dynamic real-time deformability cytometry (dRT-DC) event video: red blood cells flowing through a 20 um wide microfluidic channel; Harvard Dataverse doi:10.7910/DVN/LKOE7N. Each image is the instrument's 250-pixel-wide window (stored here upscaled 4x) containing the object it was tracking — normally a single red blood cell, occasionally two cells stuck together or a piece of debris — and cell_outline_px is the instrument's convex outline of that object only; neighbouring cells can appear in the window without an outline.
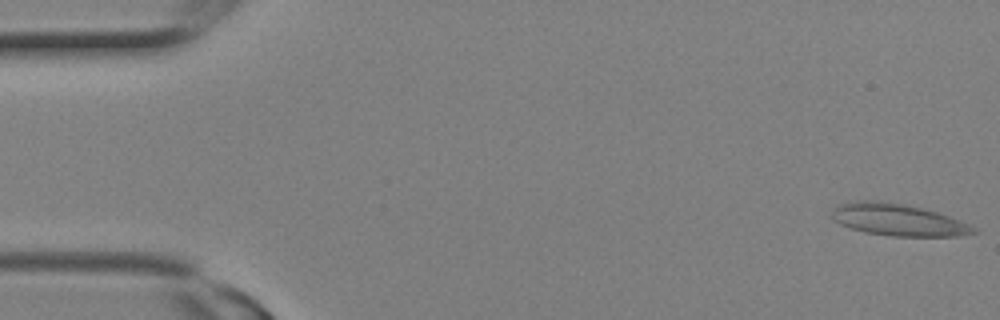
{"species": "Egyptian fruit bat (a non-hibernating species)", "species_latin": "Rousettus aegyptiacus", "temperature_condition": "room temperature", "stored_images_in_passage": 13, "camera_frame_rate_fps": 3000, "um_per_image_px": 0.085, "animal": {"sex": "female"}, "frame": {"image": 1, "passage_image": 1, "time_ms": 0.0, "image_size_px": [1000, 320], "cell_outline_px": [[980, 232], [956, 236], [892, 236], [864, 232], [840, 224], [832, 220], [832, 212], [840, 204], [860, 200], [880, 200], [904, 204], [936, 212], [948, 216], [968, 224], [976, 228]], "centroid_in_image_um": [76.32, 18.69], "position_along_channel_um": 8.7, "area_um2": 26.13}}
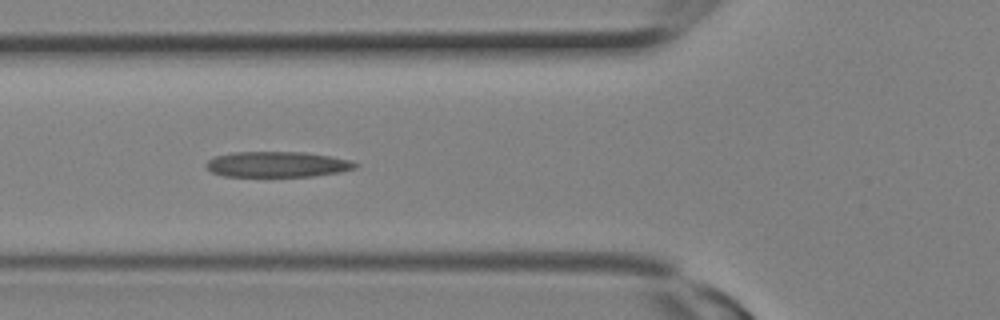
{"frame": {"image": 2, "passage_image": 10, "time_ms": 3.0, "image_size_px": [1000, 320], "cell_outline_px": [[360, 164], [356, 168], [340, 172], [312, 176], [224, 176], [212, 172], [204, 164], [208, 160], [216, 156], [232, 152], [304, 152], [328, 156], [348, 160]], "centroid_in_image_um": [23.56, 13.97], "position_along_channel_um": 102.2, "area_um2": 22.08}}
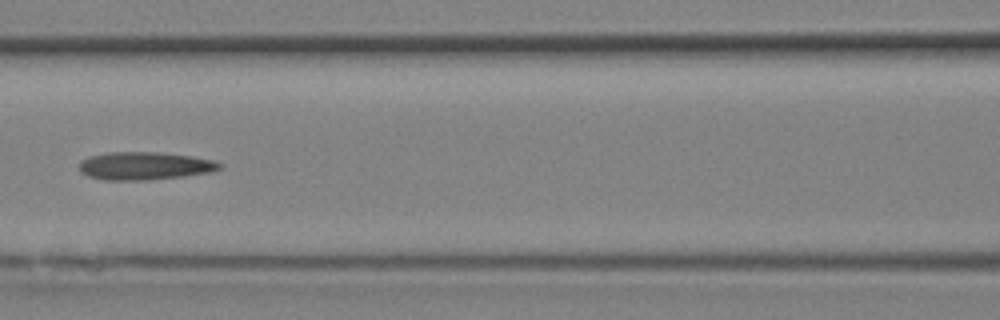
{"frame": {"image": 3, "passage_image": 12, "time_ms": 3.667, "image_size_px": [1000, 320], "cell_outline_px": [[224, 168], [212, 172], [184, 176], [148, 180], [104, 180], [88, 176], [80, 172], [80, 160], [88, 156], [108, 152], [160, 152], [192, 156], [216, 160], [224, 164]], "centroid_in_image_um": [12.35, 14.09], "position_along_channel_um": 154.3, "area_um2": 23.24}}